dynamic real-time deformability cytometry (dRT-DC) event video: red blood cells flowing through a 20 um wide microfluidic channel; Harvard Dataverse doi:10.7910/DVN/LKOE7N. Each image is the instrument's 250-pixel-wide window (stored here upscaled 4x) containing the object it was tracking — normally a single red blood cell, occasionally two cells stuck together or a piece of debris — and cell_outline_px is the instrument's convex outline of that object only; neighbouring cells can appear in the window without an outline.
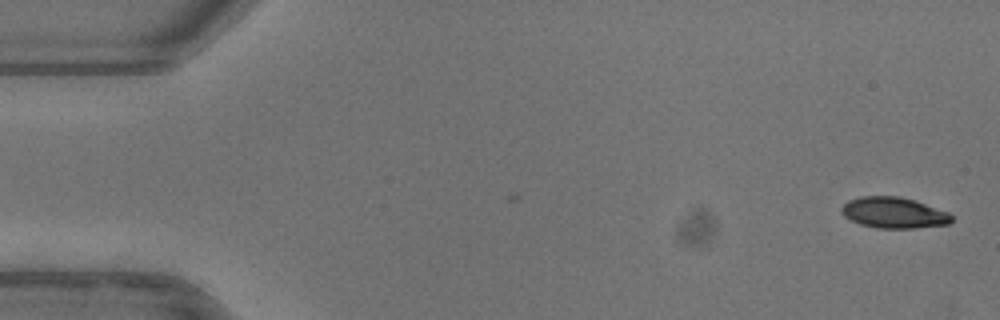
{"species": "common noctule bat (a hibernating species)", "species_latin": "Nyctalus noctula", "temperature_condition": "warm", "stored_images_in_passage": 52, "camera_frame_rate_fps": 3000, "um_per_image_px": 0.085, "animal": {"sex": "female"}, "frame": {"image": 1, "passage_image": 1, "time_ms": 0.0, "image_size_px": [1000, 320], "cell_outline_px": [[952, 220], [948, 224], [912, 228], [876, 228], [860, 224], [844, 216], [840, 212], [840, 208], [848, 200], [860, 196], [900, 196], [916, 200], [948, 212], [952, 216]], "centroid_in_image_um": [75.95, 18.07], "position_along_channel_um": 9.1, "area_um2": 19.94}}
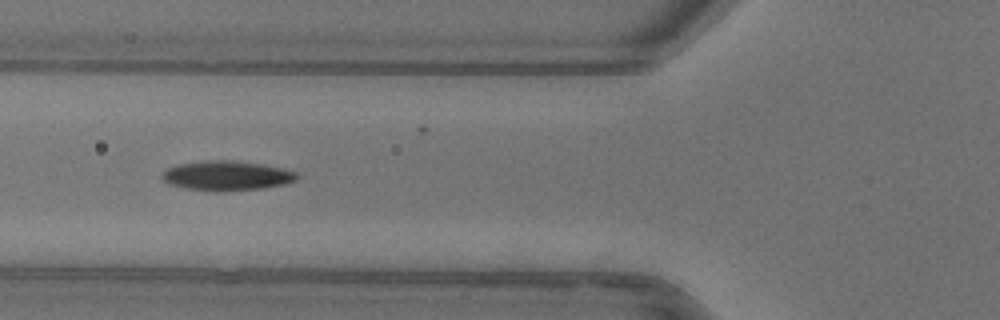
{"frame": {"image": 2, "passage_image": 19, "time_ms": 6.0, "image_size_px": [1000, 320], "cell_outline_px": [[300, 176], [296, 180], [284, 184], [264, 188], [224, 192], [212, 192], [184, 188], [168, 184], [160, 176], [168, 168], [176, 164], [208, 160], [236, 160], [264, 164], [284, 168], [296, 172]], "centroid_in_image_um": [19.28, 14.94], "position_along_channel_um": 106.5, "area_um2": 23.81}}
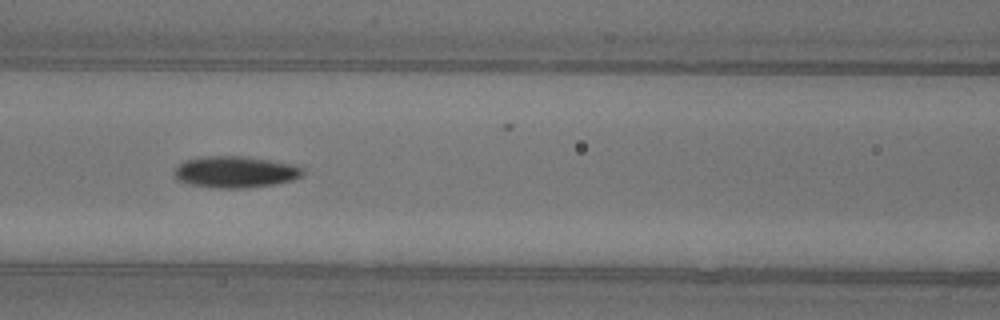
{"frame": {"image": 3, "passage_image": 22, "time_ms": 7.0, "image_size_px": [1000, 320], "cell_outline_px": [[304, 176], [292, 180], [272, 184], [248, 188], [216, 188], [192, 184], [176, 180], [172, 172], [184, 160], [204, 156], [244, 156], [296, 164], [304, 168]], "centroid_in_image_um": [20.03, 14.61], "position_along_channel_um": 146.6, "area_um2": 23.81}, "authors_computed_cell_mechanics": {"area_um2": 21.7328, "velocity_mm_per_s": 3.9699, "shape_relaxation_time_tau1_ms": 5.3802, "shape_relaxation_time_tau2_ms": 9.3354, "deformation_change_tau1": 0.1734, "deformation_change_tau2": 0.1299}}